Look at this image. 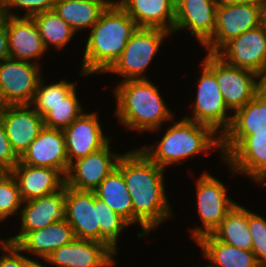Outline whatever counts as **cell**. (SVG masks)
Returning a JSON list of instances; mask_svg holds the SVG:
<instances>
[{
  "mask_svg": "<svg viewBox=\"0 0 266 267\" xmlns=\"http://www.w3.org/2000/svg\"><path fill=\"white\" fill-rule=\"evenodd\" d=\"M19 220H21L19 232L6 238L9 243L16 244L29 231L42 229L55 222L66 221L65 185L52 194L24 201Z\"/></svg>",
  "mask_w": 266,
  "mask_h": 267,
  "instance_id": "cell-14",
  "label": "cell"
},
{
  "mask_svg": "<svg viewBox=\"0 0 266 267\" xmlns=\"http://www.w3.org/2000/svg\"><path fill=\"white\" fill-rule=\"evenodd\" d=\"M264 2V23L266 24V0H263Z\"/></svg>",
  "mask_w": 266,
  "mask_h": 267,
  "instance_id": "cell-43",
  "label": "cell"
},
{
  "mask_svg": "<svg viewBox=\"0 0 266 267\" xmlns=\"http://www.w3.org/2000/svg\"><path fill=\"white\" fill-rule=\"evenodd\" d=\"M42 65L12 58L0 62V107L31 104L41 79Z\"/></svg>",
  "mask_w": 266,
  "mask_h": 267,
  "instance_id": "cell-11",
  "label": "cell"
},
{
  "mask_svg": "<svg viewBox=\"0 0 266 267\" xmlns=\"http://www.w3.org/2000/svg\"><path fill=\"white\" fill-rule=\"evenodd\" d=\"M43 260V264L40 263V259L39 260H35V257L34 259L32 258H29L28 255L26 256V254L23 255V267H46L44 265L48 264V260L47 259H44L42 258Z\"/></svg>",
  "mask_w": 266,
  "mask_h": 267,
  "instance_id": "cell-40",
  "label": "cell"
},
{
  "mask_svg": "<svg viewBox=\"0 0 266 267\" xmlns=\"http://www.w3.org/2000/svg\"><path fill=\"white\" fill-rule=\"evenodd\" d=\"M45 83V78L42 76L30 104L42 117L76 88V83L69 82L67 79L48 85Z\"/></svg>",
  "mask_w": 266,
  "mask_h": 267,
  "instance_id": "cell-31",
  "label": "cell"
},
{
  "mask_svg": "<svg viewBox=\"0 0 266 267\" xmlns=\"http://www.w3.org/2000/svg\"><path fill=\"white\" fill-rule=\"evenodd\" d=\"M3 15L2 0H0V17Z\"/></svg>",
  "mask_w": 266,
  "mask_h": 267,
  "instance_id": "cell-44",
  "label": "cell"
},
{
  "mask_svg": "<svg viewBox=\"0 0 266 267\" xmlns=\"http://www.w3.org/2000/svg\"><path fill=\"white\" fill-rule=\"evenodd\" d=\"M220 157L231 175L243 174L255 184H266V133L223 134Z\"/></svg>",
  "mask_w": 266,
  "mask_h": 267,
  "instance_id": "cell-5",
  "label": "cell"
},
{
  "mask_svg": "<svg viewBox=\"0 0 266 267\" xmlns=\"http://www.w3.org/2000/svg\"><path fill=\"white\" fill-rule=\"evenodd\" d=\"M99 113L84 112L70 126L63 129L69 165L76 159L85 157L102 147L112 138L104 134Z\"/></svg>",
  "mask_w": 266,
  "mask_h": 267,
  "instance_id": "cell-18",
  "label": "cell"
},
{
  "mask_svg": "<svg viewBox=\"0 0 266 267\" xmlns=\"http://www.w3.org/2000/svg\"><path fill=\"white\" fill-rule=\"evenodd\" d=\"M0 267H23V251L16 245L0 239Z\"/></svg>",
  "mask_w": 266,
  "mask_h": 267,
  "instance_id": "cell-38",
  "label": "cell"
},
{
  "mask_svg": "<svg viewBox=\"0 0 266 267\" xmlns=\"http://www.w3.org/2000/svg\"><path fill=\"white\" fill-rule=\"evenodd\" d=\"M138 28L136 22L113 0L89 30L80 76L105 74Z\"/></svg>",
  "mask_w": 266,
  "mask_h": 267,
  "instance_id": "cell-2",
  "label": "cell"
},
{
  "mask_svg": "<svg viewBox=\"0 0 266 267\" xmlns=\"http://www.w3.org/2000/svg\"><path fill=\"white\" fill-rule=\"evenodd\" d=\"M217 4H233V3H244L253 0H216Z\"/></svg>",
  "mask_w": 266,
  "mask_h": 267,
  "instance_id": "cell-41",
  "label": "cell"
},
{
  "mask_svg": "<svg viewBox=\"0 0 266 267\" xmlns=\"http://www.w3.org/2000/svg\"><path fill=\"white\" fill-rule=\"evenodd\" d=\"M9 58V47L7 38V15L0 17V62Z\"/></svg>",
  "mask_w": 266,
  "mask_h": 267,
  "instance_id": "cell-39",
  "label": "cell"
},
{
  "mask_svg": "<svg viewBox=\"0 0 266 267\" xmlns=\"http://www.w3.org/2000/svg\"><path fill=\"white\" fill-rule=\"evenodd\" d=\"M0 117L12 149L19 157L44 127L43 117L30 104L1 106Z\"/></svg>",
  "mask_w": 266,
  "mask_h": 267,
  "instance_id": "cell-20",
  "label": "cell"
},
{
  "mask_svg": "<svg viewBox=\"0 0 266 267\" xmlns=\"http://www.w3.org/2000/svg\"><path fill=\"white\" fill-rule=\"evenodd\" d=\"M31 18L34 20L47 50L52 47L58 51L64 49L76 34L54 10L36 14Z\"/></svg>",
  "mask_w": 266,
  "mask_h": 267,
  "instance_id": "cell-30",
  "label": "cell"
},
{
  "mask_svg": "<svg viewBox=\"0 0 266 267\" xmlns=\"http://www.w3.org/2000/svg\"><path fill=\"white\" fill-rule=\"evenodd\" d=\"M261 79H262L263 87L266 88V71Z\"/></svg>",
  "mask_w": 266,
  "mask_h": 267,
  "instance_id": "cell-42",
  "label": "cell"
},
{
  "mask_svg": "<svg viewBox=\"0 0 266 267\" xmlns=\"http://www.w3.org/2000/svg\"><path fill=\"white\" fill-rule=\"evenodd\" d=\"M138 27L160 28L173 33L175 6L173 0H114Z\"/></svg>",
  "mask_w": 266,
  "mask_h": 267,
  "instance_id": "cell-23",
  "label": "cell"
},
{
  "mask_svg": "<svg viewBox=\"0 0 266 267\" xmlns=\"http://www.w3.org/2000/svg\"><path fill=\"white\" fill-rule=\"evenodd\" d=\"M172 33L160 28L139 27L126 43L122 54L106 72L123 77L121 81L149 79L145 75L149 65L158 56L161 44Z\"/></svg>",
  "mask_w": 266,
  "mask_h": 267,
  "instance_id": "cell-6",
  "label": "cell"
},
{
  "mask_svg": "<svg viewBox=\"0 0 266 267\" xmlns=\"http://www.w3.org/2000/svg\"><path fill=\"white\" fill-rule=\"evenodd\" d=\"M117 168L122 172L133 205V225L141 226L138 238L157 229L160 224L174 220L173 208L167 199L165 169L154 163L138 147L125 152ZM145 236V237H144Z\"/></svg>",
  "mask_w": 266,
  "mask_h": 267,
  "instance_id": "cell-1",
  "label": "cell"
},
{
  "mask_svg": "<svg viewBox=\"0 0 266 267\" xmlns=\"http://www.w3.org/2000/svg\"><path fill=\"white\" fill-rule=\"evenodd\" d=\"M217 5L216 0H178L172 34L189 30L200 46H204L215 32Z\"/></svg>",
  "mask_w": 266,
  "mask_h": 267,
  "instance_id": "cell-16",
  "label": "cell"
},
{
  "mask_svg": "<svg viewBox=\"0 0 266 267\" xmlns=\"http://www.w3.org/2000/svg\"><path fill=\"white\" fill-rule=\"evenodd\" d=\"M97 198L133 225V205L122 172L116 168L95 189Z\"/></svg>",
  "mask_w": 266,
  "mask_h": 267,
  "instance_id": "cell-27",
  "label": "cell"
},
{
  "mask_svg": "<svg viewBox=\"0 0 266 267\" xmlns=\"http://www.w3.org/2000/svg\"><path fill=\"white\" fill-rule=\"evenodd\" d=\"M9 58L40 65L48 51L34 20L30 17L7 16Z\"/></svg>",
  "mask_w": 266,
  "mask_h": 267,
  "instance_id": "cell-21",
  "label": "cell"
},
{
  "mask_svg": "<svg viewBox=\"0 0 266 267\" xmlns=\"http://www.w3.org/2000/svg\"><path fill=\"white\" fill-rule=\"evenodd\" d=\"M19 163V156L12 149L3 121L0 117V166L11 171Z\"/></svg>",
  "mask_w": 266,
  "mask_h": 267,
  "instance_id": "cell-37",
  "label": "cell"
},
{
  "mask_svg": "<svg viewBox=\"0 0 266 267\" xmlns=\"http://www.w3.org/2000/svg\"><path fill=\"white\" fill-rule=\"evenodd\" d=\"M65 212L75 238L100 242L98 198L94 191H79L65 185Z\"/></svg>",
  "mask_w": 266,
  "mask_h": 267,
  "instance_id": "cell-15",
  "label": "cell"
},
{
  "mask_svg": "<svg viewBox=\"0 0 266 267\" xmlns=\"http://www.w3.org/2000/svg\"><path fill=\"white\" fill-rule=\"evenodd\" d=\"M110 140L101 149L70 164L65 185L79 191H95L99 184L117 168L123 154L111 150Z\"/></svg>",
  "mask_w": 266,
  "mask_h": 267,
  "instance_id": "cell-13",
  "label": "cell"
},
{
  "mask_svg": "<svg viewBox=\"0 0 266 267\" xmlns=\"http://www.w3.org/2000/svg\"><path fill=\"white\" fill-rule=\"evenodd\" d=\"M75 238L72 227L67 221L55 222L42 229L27 232L16 245L36 258L47 259L51 253Z\"/></svg>",
  "mask_w": 266,
  "mask_h": 267,
  "instance_id": "cell-24",
  "label": "cell"
},
{
  "mask_svg": "<svg viewBox=\"0 0 266 267\" xmlns=\"http://www.w3.org/2000/svg\"><path fill=\"white\" fill-rule=\"evenodd\" d=\"M10 172L16 180L23 202L57 192L65 185V177L54 168L19 162Z\"/></svg>",
  "mask_w": 266,
  "mask_h": 267,
  "instance_id": "cell-22",
  "label": "cell"
},
{
  "mask_svg": "<svg viewBox=\"0 0 266 267\" xmlns=\"http://www.w3.org/2000/svg\"><path fill=\"white\" fill-rule=\"evenodd\" d=\"M113 0H57L53 10L75 31L90 30Z\"/></svg>",
  "mask_w": 266,
  "mask_h": 267,
  "instance_id": "cell-26",
  "label": "cell"
},
{
  "mask_svg": "<svg viewBox=\"0 0 266 267\" xmlns=\"http://www.w3.org/2000/svg\"><path fill=\"white\" fill-rule=\"evenodd\" d=\"M248 226L252 236L251 251L262 267H266V220L248 209Z\"/></svg>",
  "mask_w": 266,
  "mask_h": 267,
  "instance_id": "cell-35",
  "label": "cell"
},
{
  "mask_svg": "<svg viewBox=\"0 0 266 267\" xmlns=\"http://www.w3.org/2000/svg\"><path fill=\"white\" fill-rule=\"evenodd\" d=\"M201 64L202 71L197 79L198 86L194 105L191 107L192 112L184 118L206 125L222 137L231 124L233 114L224 102L214 72L204 62Z\"/></svg>",
  "mask_w": 266,
  "mask_h": 267,
  "instance_id": "cell-9",
  "label": "cell"
},
{
  "mask_svg": "<svg viewBox=\"0 0 266 267\" xmlns=\"http://www.w3.org/2000/svg\"><path fill=\"white\" fill-rule=\"evenodd\" d=\"M114 255L104 243L74 238L54 250L47 260L49 267H111L116 263Z\"/></svg>",
  "mask_w": 266,
  "mask_h": 267,
  "instance_id": "cell-19",
  "label": "cell"
},
{
  "mask_svg": "<svg viewBox=\"0 0 266 267\" xmlns=\"http://www.w3.org/2000/svg\"><path fill=\"white\" fill-rule=\"evenodd\" d=\"M56 1L57 0H2L3 14L12 17L31 18L36 14L53 10ZM20 8L25 12L22 16L17 15L18 13H14L15 11H13Z\"/></svg>",
  "mask_w": 266,
  "mask_h": 267,
  "instance_id": "cell-36",
  "label": "cell"
},
{
  "mask_svg": "<svg viewBox=\"0 0 266 267\" xmlns=\"http://www.w3.org/2000/svg\"><path fill=\"white\" fill-rule=\"evenodd\" d=\"M22 203L16 180L10 171H6L0 176V224L13 215L19 216Z\"/></svg>",
  "mask_w": 266,
  "mask_h": 267,
  "instance_id": "cell-34",
  "label": "cell"
},
{
  "mask_svg": "<svg viewBox=\"0 0 266 267\" xmlns=\"http://www.w3.org/2000/svg\"><path fill=\"white\" fill-rule=\"evenodd\" d=\"M216 54L226 63L262 78L266 71V24L231 39Z\"/></svg>",
  "mask_w": 266,
  "mask_h": 267,
  "instance_id": "cell-12",
  "label": "cell"
},
{
  "mask_svg": "<svg viewBox=\"0 0 266 267\" xmlns=\"http://www.w3.org/2000/svg\"><path fill=\"white\" fill-rule=\"evenodd\" d=\"M162 139L142 150L159 167L166 169L168 165L182 164L186 159L210 151L221 153V137L210 127L185 118L173 119Z\"/></svg>",
  "mask_w": 266,
  "mask_h": 267,
  "instance_id": "cell-4",
  "label": "cell"
},
{
  "mask_svg": "<svg viewBox=\"0 0 266 267\" xmlns=\"http://www.w3.org/2000/svg\"><path fill=\"white\" fill-rule=\"evenodd\" d=\"M211 234L219 241L240 249L251 250L252 236L248 226V208L237 203Z\"/></svg>",
  "mask_w": 266,
  "mask_h": 267,
  "instance_id": "cell-29",
  "label": "cell"
},
{
  "mask_svg": "<svg viewBox=\"0 0 266 267\" xmlns=\"http://www.w3.org/2000/svg\"><path fill=\"white\" fill-rule=\"evenodd\" d=\"M98 224L100 228V242L104 243L116 256L119 252L118 242L120 234L131 225L99 198Z\"/></svg>",
  "mask_w": 266,
  "mask_h": 267,
  "instance_id": "cell-32",
  "label": "cell"
},
{
  "mask_svg": "<svg viewBox=\"0 0 266 267\" xmlns=\"http://www.w3.org/2000/svg\"><path fill=\"white\" fill-rule=\"evenodd\" d=\"M224 184L207 171L202 172L196 179V205L201 226L193 227L190 231L194 242L211 234L237 205V202L228 196V188Z\"/></svg>",
  "mask_w": 266,
  "mask_h": 267,
  "instance_id": "cell-8",
  "label": "cell"
},
{
  "mask_svg": "<svg viewBox=\"0 0 266 267\" xmlns=\"http://www.w3.org/2000/svg\"><path fill=\"white\" fill-rule=\"evenodd\" d=\"M213 37L203 46L207 53H217L227 42L264 23V2L218 4Z\"/></svg>",
  "mask_w": 266,
  "mask_h": 267,
  "instance_id": "cell-7",
  "label": "cell"
},
{
  "mask_svg": "<svg viewBox=\"0 0 266 267\" xmlns=\"http://www.w3.org/2000/svg\"><path fill=\"white\" fill-rule=\"evenodd\" d=\"M157 85L149 79L119 81L114 87V115L125 130L159 131L174 114L167 107Z\"/></svg>",
  "mask_w": 266,
  "mask_h": 267,
  "instance_id": "cell-3",
  "label": "cell"
},
{
  "mask_svg": "<svg viewBox=\"0 0 266 267\" xmlns=\"http://www.w3.org/2000/svg\"><path fill=\"white\" fill-rule=\"evenodd\" d=\"M203 62L214 72L224 102L233 113L245 106L263 88L259 75L226 63L216 53H206Z\"/></svg>",
  "mask_w": 266,
  "mask_h": 267,
  "instance_id": "cell-10",
  "label": "cell"
},
{
  "mask_svg": "<svg viewBox=\"0 0 266 267\" xmlns=\"http://www.w3.org/2000/svg\"><path fill=\"white\" fill-rule=\"evenodd\" d=\"M196 243L212 267H262L251 250L219 241L212 234L200 237Z\"/></svg>",
  "mask_w": 266,
  "mask_h": 267,
  "instance_id": "cell-25",
  "label": "cell"
},
{
  "mask_svg": "<svg viewBox=\"0 0 266 267\" xmlns=\"http://www.w3.org/2000/svg\"><path fill=\"white\" fill-rule=\"evenodd\" d=\"M6 171L0 166V176H2Z\"/></svg>",
  "mask_w": 266,
  "mask_h": 267,
  "instance_id": "cell-45",
  "label": "cell"
},
{
  "mask_svg": "<svg viewBox=\"0 0 266 267\" xmlns=\"http://www.w3.org/2000/svg\"><path fill=\"white\" fill-rule=\"evenodd\" d=\"M19 162L30 166L54 168L65 177L70 165L63 131L44 126L19 157Z\"/></svg>",
  "mask_w": 266,
  "mask_h": 267,
  "instance_id": "cell-17",
  "label": "cell"
},
{
  "mask_svg": "<svg viewBox=\"0 0 266 267\" xmlns=\"http://www.w3.org/2000/svg\"><path fill=\"white\" fill-rule=\"evenodd\" d=\"M196 267V266H195ZM203 267H212L210 264H207V265H205V266H203Z\"/></svg>",
  "mask_w": 266,
  "mask_h": 267,
  "instance_id": "cell-46",
  "label": "cell"
},
{
  "mask_svg": "<svg viewBox=\"0 0 266 267\" xmlns=\"http://www.w3.org/2000/svg\"><path fill=\"white\" fill-rule=\"evenodd\" d=\"M76 91L77 89L75 88L43 116L45 127L63 130L85 112L81 102H79Z\"/></svg>",
  "mask_w": 266,
  "mask_h": 267,
  "instance_id": "cell-33",
  "label": "cell"
},
{
  "mask_svg": "<svg viewBox=\"0 0 266 267\" xmlns=\"http://www.w3.org/2000/svg\"><path fill=\"white\" fill-rule=\"evenodd\" d=\"M231 124L224 134L266 133V88L245 106L235 111Z\"/></svg>",
  "mask_w": 266,
  "mask_h": 267,
  "instance_id": "cell-28",
  "label": "cell"
}]
</instances>
